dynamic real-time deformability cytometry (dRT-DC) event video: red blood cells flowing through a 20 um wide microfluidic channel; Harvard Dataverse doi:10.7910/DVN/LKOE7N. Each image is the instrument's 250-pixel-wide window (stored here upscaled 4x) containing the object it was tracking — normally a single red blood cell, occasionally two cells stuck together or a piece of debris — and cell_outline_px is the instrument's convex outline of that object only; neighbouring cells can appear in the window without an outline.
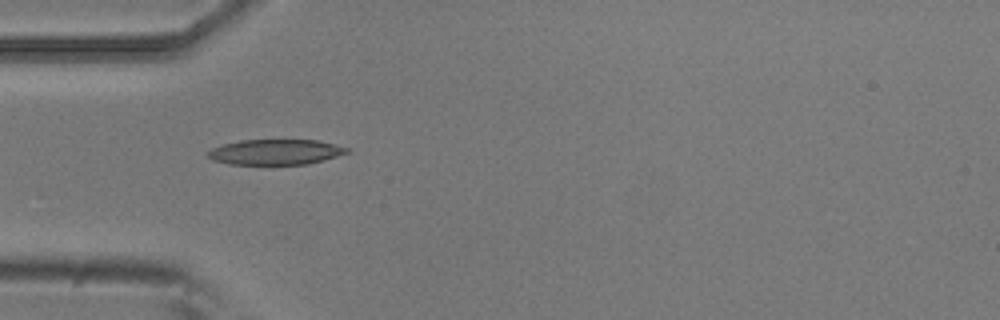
{"species": "common noctule bat (a hibernating species)", "species_latin": "Nyctalus noctula", "temperature_condition": "room temperature", "stored_images_in_passage": 5, "camera_frame_rate_fps": 3000, "um_per_image_px": 0.085, "animal": {"sex": "male", "body_mass_g": 20.5, "forearm_length_mm": 52.5}, "frame": {"image": 1, "passage_image": 4, "time_ms": 1.0, "image_size_px": [1000, 320], "cell_outline_px": [[352, 152], [308, 164], [228, 164], [212, 160], [204, 152], [212, 148], [224, 144], [240, 140], [320, 140], [348, 148]], "centroid_in_image_um": [23.41, 12.92], "position_along_channel_um": 61.6, "area_um2": 20.63}}
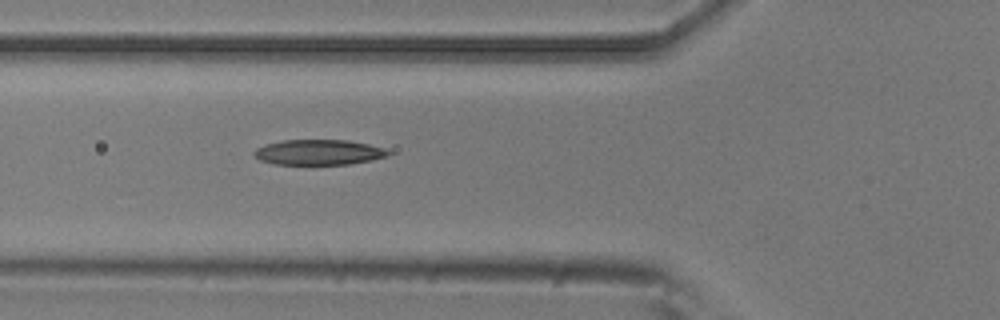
{"frame": {"image": 2, "passage_image": 5, "time_ms": 1.333, "image_size_px": [1000, 320], "cell_outline_px": [[392, 152], [388, 156], [372, 160], [348, 164], [272, 164], [260, 160], [252, 152], [256, 148], [268, 144], [284, 140], [348, 140], [388, 148]], "centroid_in_image_um": [27.15, 12.94], "position_along_channel_um": 98.7, "area_um2": 19.83}}